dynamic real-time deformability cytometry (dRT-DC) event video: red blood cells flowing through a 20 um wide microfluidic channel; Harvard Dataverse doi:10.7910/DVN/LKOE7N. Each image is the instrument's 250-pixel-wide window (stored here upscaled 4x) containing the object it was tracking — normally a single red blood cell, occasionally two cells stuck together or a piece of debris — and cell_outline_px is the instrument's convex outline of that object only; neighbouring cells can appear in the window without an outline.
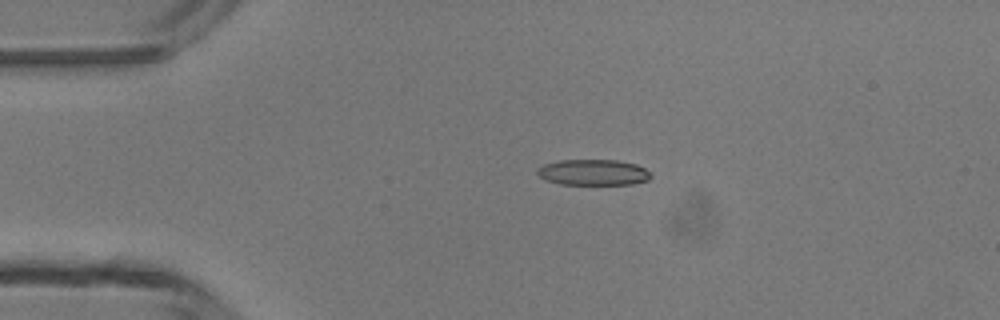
{"species": "common noctule bat (a hibernating species)", "species_latin": "Nyctalus noctula", "temperature_condition": "room temperature", "stored_images_in_passage": 4, "camera_frame_rate_fps": 3000, "um_per_image_px": 0.085, "animal": {"sex": "male", "body_mass_g": 13.3}, "frame": {"image": 1, "passage_image": 4, "time_ms": 3.333, "image_size_px": [1000, 320], "cell_outline_px": [[652, 176], [648, 180], [632, 184], [560, 184], [548, 180], [540, 176], [536, 172], [536, 168], [544, 164], [560, 160], [616, 160], [636, 164], [644, 168]], "centroid_in_image_um": [50.42, 14.64], "position_along_channel_um": 34.6, "area_um2": 16.99}}